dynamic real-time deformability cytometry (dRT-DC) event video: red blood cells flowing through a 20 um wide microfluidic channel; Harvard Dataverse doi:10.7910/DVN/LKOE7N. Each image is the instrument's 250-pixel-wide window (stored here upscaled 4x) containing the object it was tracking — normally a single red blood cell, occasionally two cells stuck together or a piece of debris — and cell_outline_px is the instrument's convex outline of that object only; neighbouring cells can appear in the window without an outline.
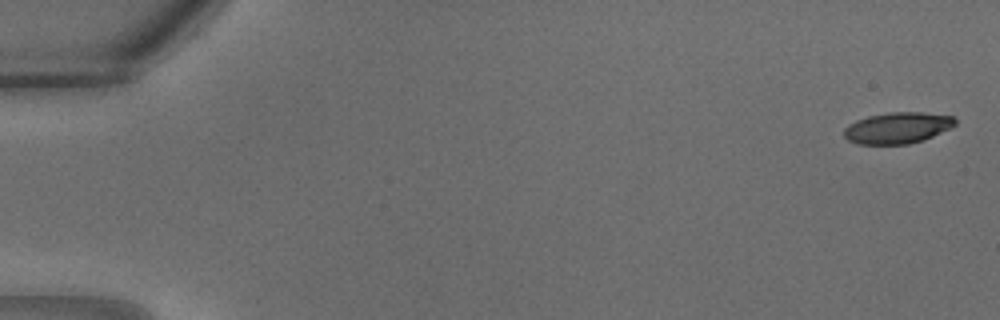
{"species": "common noctule bat (a hibernating species)", "species_latin": "Nyctalus noctula", "temperature_condition": "warm", "stored_images_in_passage": 32, "camera_frame_rate_fps": 3000, "um_per_image_px": 0.085, "animal": {"sex": "male", "body_mass_g": 18.8}, "frame": {"image": 1, "passage_image": 1, "time_ms": 0.0, "image_size_px": [1000, 320], "cell_outline_px": [[956, 124], [932, 136], [908, 144], [856, 144], [848, 140], [844, 136], [844, 128], [848, 124], [856, 120], [868, 116], [892, 112], [920, 112], [956, 116]], "centroid_in_image_um": [76.26, 10.86], "position_along_channel_um": 8.7, "area_um2": 20.11}}
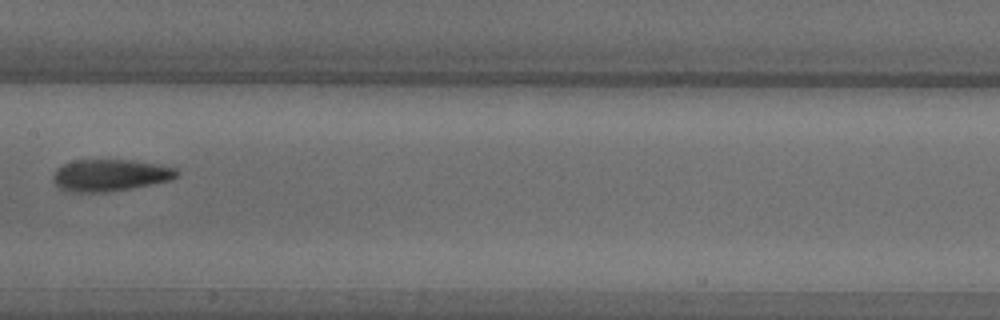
{"frame": {"image": 2, "passage_image": 17, "time_ms": 5.333, "image_size_px": [1000, 320], "cell_outline_px": [[180, 176], [172, 180], [128, 188], [104, 192], [64, 192], [52, 180], [52, 176], [56, 168], [64, 164], [76, 160], [132, 160], [156, 164], [176, 168], [180, 172]], "centroid_in_image_um": [9.35, 14.89], "position_along_channel_um": 198.1, "area_um2": 23.0}}
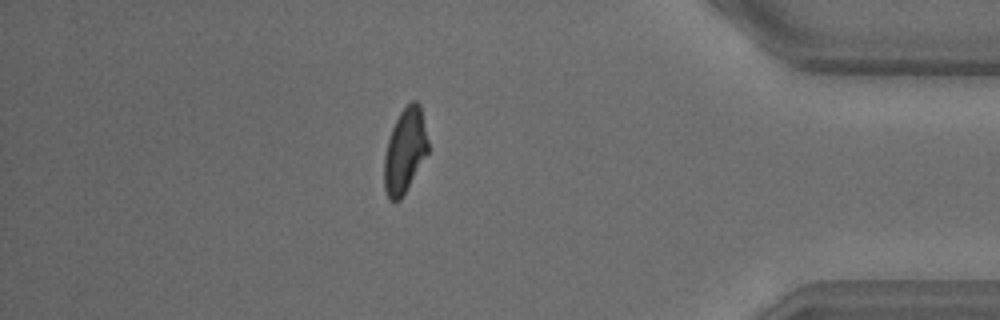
{"frame": {"image": 3, "passage_image": 28, "time_ms": 9.0, "image_size_px": [1000, 320], "cell_outline_px": [[428, 152], [400, 200], [388, 200], [384, 188], [384, 156], [388, 140], [392, 128], [400, 112], [412, 100], [416, 100], [420, 104], [428, 140]], "centroid_in_image_um": [34.41, 12.8], "position_along_channel_um": 400.8, "area_um2": 21.39}}